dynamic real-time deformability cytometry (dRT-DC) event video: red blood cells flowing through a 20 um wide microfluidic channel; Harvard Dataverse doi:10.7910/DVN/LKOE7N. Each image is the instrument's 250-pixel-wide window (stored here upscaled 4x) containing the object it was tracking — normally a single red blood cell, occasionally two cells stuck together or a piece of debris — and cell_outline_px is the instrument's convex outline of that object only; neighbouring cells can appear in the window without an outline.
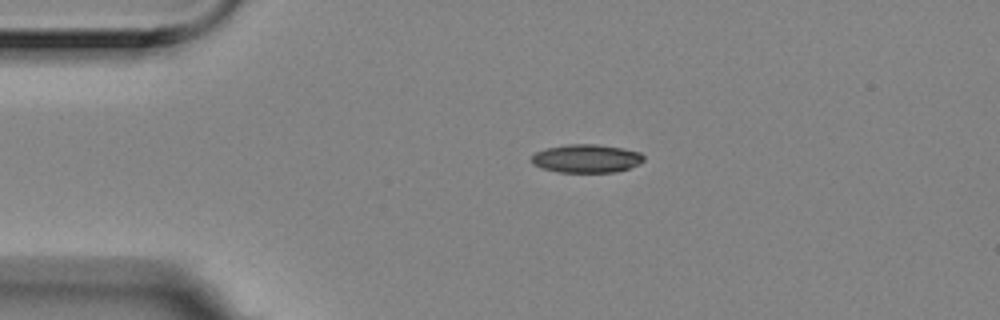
{"species": "Egyptian fruit bat (a non-hibernating species)", "species_latin": "Rousettus aegyptiacus", "temperature_condition": "room temperature", "stored_images_in_passage": 2, "camera_frame_rate_fps": 3000, "um_per_image_px": 0.085, "animal": {"sex": "female"}, "frame": {"image": 1, "passage_image": 1, "time_ms": 0.0, "image_size_px": [1000, 320], "cell_outline_px": [[644, 160], [640, 164], [616, 172], [560, 172], [540, 168], [532, 164], [532, 156], [536, 152], [544, 148], [568, 144], [596, 144], [624, 148], [640, 152], [644, 156]], "centroid_in_image_um": [49.85, 13.47], "position_along_channel_um": 35.2, "area_um2": 18.67}}